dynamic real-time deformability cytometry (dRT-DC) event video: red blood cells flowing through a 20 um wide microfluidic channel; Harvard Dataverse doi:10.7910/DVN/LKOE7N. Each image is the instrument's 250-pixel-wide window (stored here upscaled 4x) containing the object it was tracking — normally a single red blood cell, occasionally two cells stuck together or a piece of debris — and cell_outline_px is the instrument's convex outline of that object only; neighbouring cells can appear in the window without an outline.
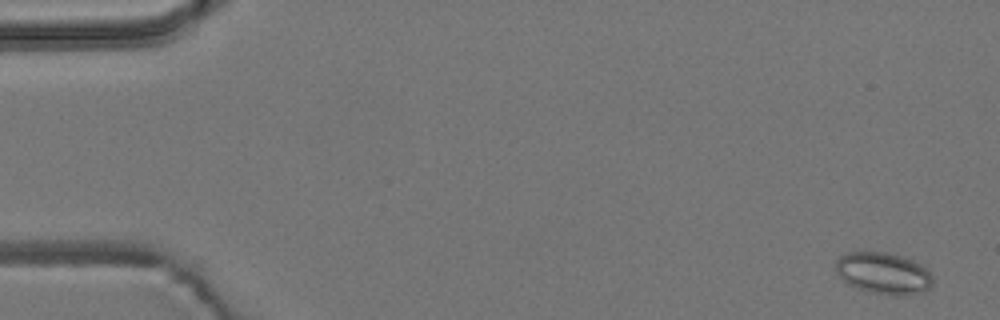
{"species": "common noctule bat (a hibernating species)", "species_latin": "Nyctalus noctula", "temperature_condition": "room temperature", "stored_images_in_passage": 57, "camera_frame_rate_fps": 3000, "um_per_image_px": 0.085, "animal": {"sex": "male", "body_mass_g": 19.2, "forearm_length_mm": 51.8}, "frame": {"image": 1, "passage_image": 3, "time_ms": 0.667, "image_size_px": [1000, 320], "cell_outline_px": [[932, 284], [924, 292], [900, 296], [892, 296], [872, 292], [856, 288], [848, 284], [836, 272], [836, 260], [844, 252], [888, 252], [904, 256], [920, 264], [932, 276]], "centroid_in_image_um": [75.08, 23.22], "position_along_channel_um": 9.9, "area_um2": 23.64}}
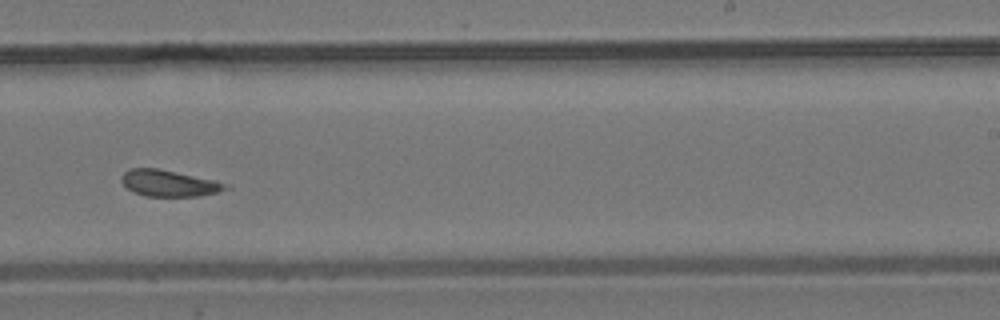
{"frame": {"image": 2, "passage_image": 36, "time_ms": 11.667, "image_size_px": [1000, 320], "cell_outline_px": [[232, 188], [220, 192], [200, 196], [144, 196], [132, 192], [120, 180], [120, 176], [128, 168], [160, 168], [216, 180], [232, 184]], "centroid_in_image_um": [14.43, 15.57], "position_along_channel_um": 274.6, "area_um2": 16.53}}
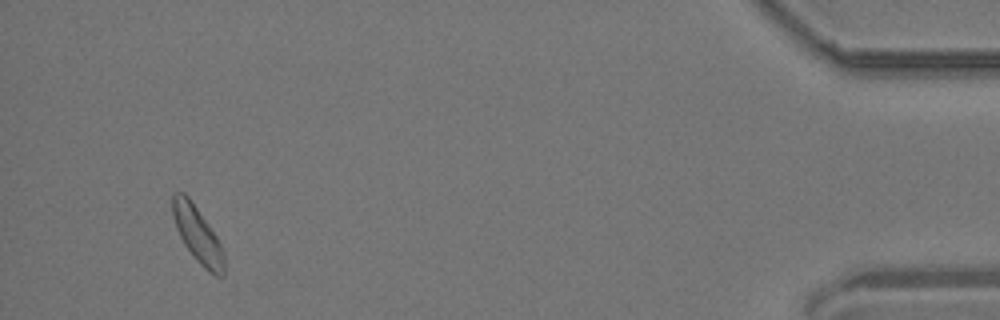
{"frame": {"image": 3, "passage_image": 54, "time_ms": 17.667, "image_size_px": [1000, 320], "cell_outline_px": [[224, 276], [216, 276], [208, 272], [196, 260], [184, 244], [176, 228], [172, 216], [172, 192], [184, 192], [188, 196], [208, 224], [216, 236], [224, 252]], "centroid_in_image_um": [16.78, 19.94], "position_along_channel_um": 418.4, "area_um2": 16.76}, "authors_computed_cell_mechanics": {"area_um2": 16.8198, "velocity_mm_per_s": 3.6788, "shape_relaxation_time_tau1_ms": null, "shape_relaxation_time_tau2_ms": 6.4837, "deformation_change_tau1": null, "deformation_change_tau2": 0.1692}}